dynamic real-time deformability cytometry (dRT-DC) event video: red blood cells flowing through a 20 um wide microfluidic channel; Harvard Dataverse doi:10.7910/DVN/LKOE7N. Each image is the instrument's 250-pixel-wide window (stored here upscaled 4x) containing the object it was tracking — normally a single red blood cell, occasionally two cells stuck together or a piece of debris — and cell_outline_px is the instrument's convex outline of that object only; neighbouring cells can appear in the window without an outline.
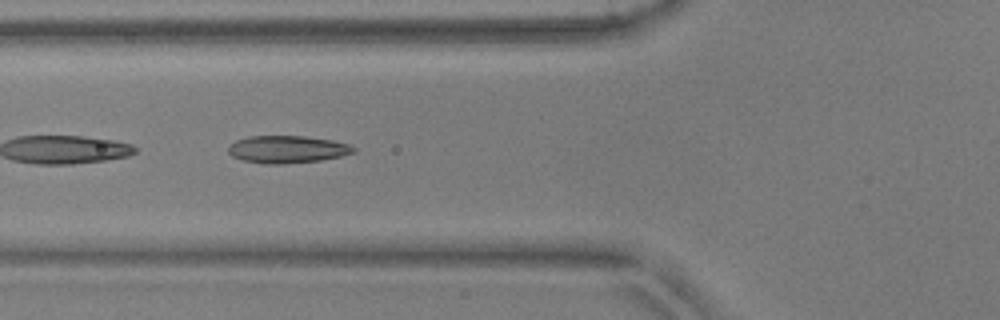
{"species": "common noctule bat (a hibernating species)", "species_latin": "Nyctalus noctula", "temperature_condition": "warm", "stored_images_in_passage": 15, "camera_frame_rate_fps": 3000, "um_per_image_px": 0.085, "animal": {"sex": "male", "body_mass_g": 17.9, "forearm_length_mm": 54.2}, "frame": {"image": 1, "passage_image": 9, "time_ms": 2.667, "image_size_px": [1000, 320], "cell_outline_px": [[356, 152], [340, 156], [320, 160], [280, 164], [264, 164], [244, 160], [232, 156], [228, 152], [228, 144], [236, 140], [248, 136], [304, 136], [332, 140], [348, 144], [356, 148]], "centroid_in_image_um": [24.39, 12.69], "position_along_channel_um": 101.4, "area_um2": 20.0}}